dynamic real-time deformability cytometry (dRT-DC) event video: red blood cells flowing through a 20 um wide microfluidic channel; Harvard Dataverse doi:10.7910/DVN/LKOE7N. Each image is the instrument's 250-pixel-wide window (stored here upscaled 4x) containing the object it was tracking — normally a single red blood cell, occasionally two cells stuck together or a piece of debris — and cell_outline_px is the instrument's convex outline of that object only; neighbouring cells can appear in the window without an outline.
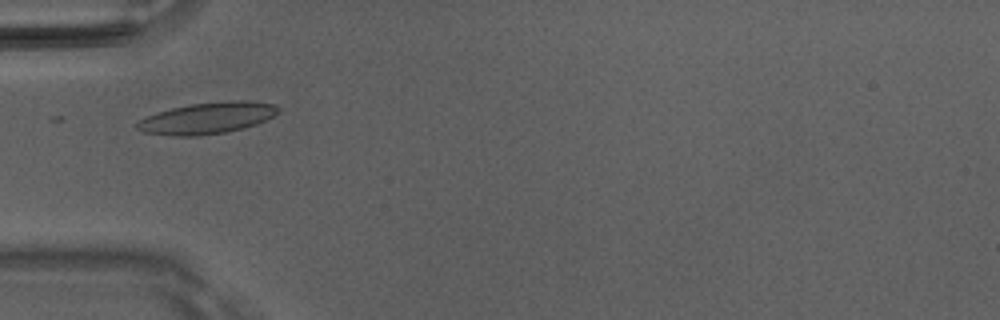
{"species": "Egyptian fruit bat (a non-hibernating species)", "species_latin": "Rousettus aegyptiacus", "temperature_condition": "room temperature", "stored_images_in_passage": 35, "camera_frame_rate_fps": 3000, "um_per_image_px": 0.085, "animal": {"sex": "male"}, "frame": {"image": 1, "passage_image": 1, "time_ms": 0.0, "image_size_px": [1000, 320], "cell_outline_px": [[280, 112], [256, 124], [244, 128], [224, 132], [200, 136], [172, 136], [144, 132], [136, 128], [132, 124], [156, 112], [172, 108], [192, 104], [228, 100], [248, 100], [276, 104], [280, 108]], "centroid_in_image_um": [17.62, 10.03], "position_along_channel_um": 67.4, "area_um2": 26.01}}
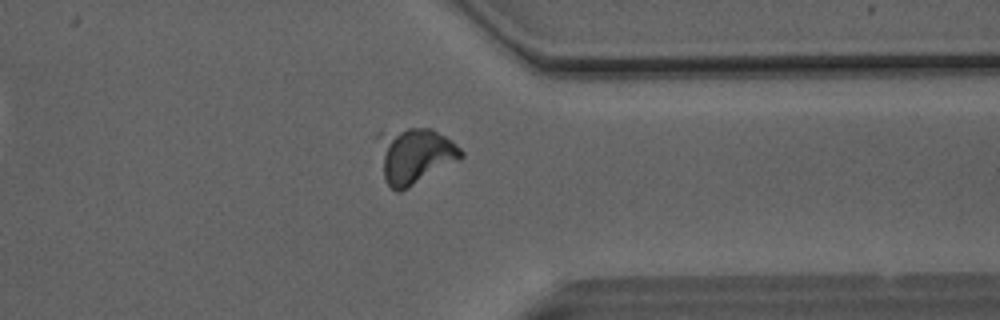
{"frame": {"image": 2, "passage_image": 24, "time_ms": 7.667, "image_size_px": [1000, 320], "cell_outline_px": [[464, 156], [460, 160], [400, 192], [396, 192], [388, 184], [384, 176], [372, 136], [376, 132], [408, 128], [432, 128], [452, 140], [464, 152]], "centroid_in_image_um": [35.18, 13.18], "position_along_channel_um": 376.2, "area_um2": 27.86}}
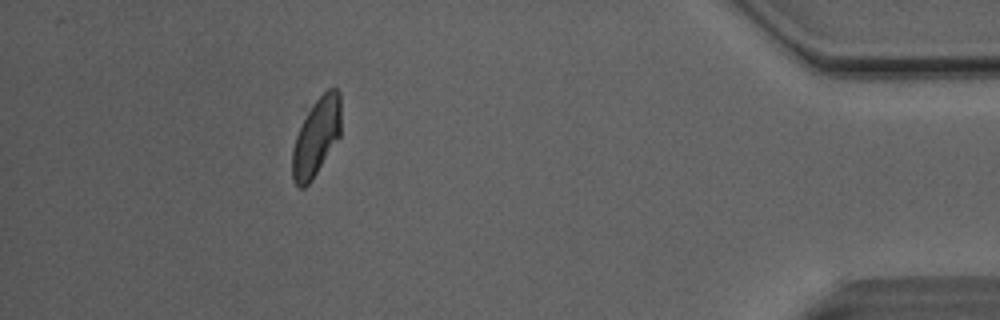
{"frame": {"image": 3, "passage_image": 30, "time_ms": 9.667, "image_size_px": [1000, 320], "cell_outline_px": [[340, 136], [312, 180], [304, 188], [300, 188], [292, 180], [292, 148], [296, 136], [308, 112], [316, 100], [328, 88], [336, 88], [340, 92]], "centroid_in_image_um": [26.89, 11.67], "position_along_channel_um": 408.3, "area_um2": 21.85}, "authors_computed_cell_mechanics": {"area_um2": 22.8888, "velocity_mm_per_s": 4.0942, "shape_relaxation_time_tau1_ms": null, "shape_relaxation_time_tau2_ms": 2.1138, "deformation_change_tau1": null, "deformation_change_tau2": 0.0678}}